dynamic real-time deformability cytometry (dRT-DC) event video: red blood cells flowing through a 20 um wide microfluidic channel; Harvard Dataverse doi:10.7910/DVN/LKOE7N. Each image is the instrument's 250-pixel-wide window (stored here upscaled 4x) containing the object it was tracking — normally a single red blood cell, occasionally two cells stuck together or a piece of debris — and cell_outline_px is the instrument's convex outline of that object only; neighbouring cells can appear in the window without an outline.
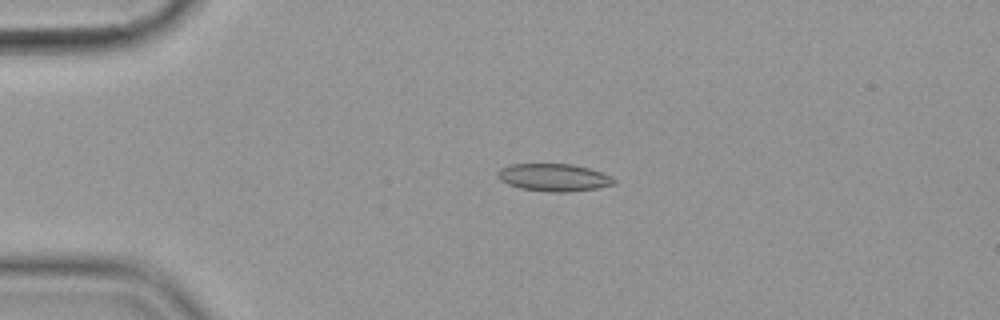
{"species": "common noctule bat (a hibernating species)", "species_latin": "Nyctalus noctula", "temperature_condition": "cold", "stored_images_in_passage": 55, "camera_frame_rate_fps": 3000, "um_per_image_px": 0.085, "animal": {"sex": "female", "body_mass_g": 19.9}, "frame": {"image": 1, "passage_image": 12, "time_ms": 3.667, "image_size_px": [1000, 320], "cell_outline_px": [[616, 180], [612, 184], [596, 188], [568, 192], [552, 192], [520, 188], [508, 184], [500, 180], [496, 176], [496, 172], [500, 168], [508, 164], [572, 164], [588, 168], [600, 172]], "centroid_in_image_um": [46.99, 15.07], "position_along_channel_um": 38.0, "area_um2": 18.5}}
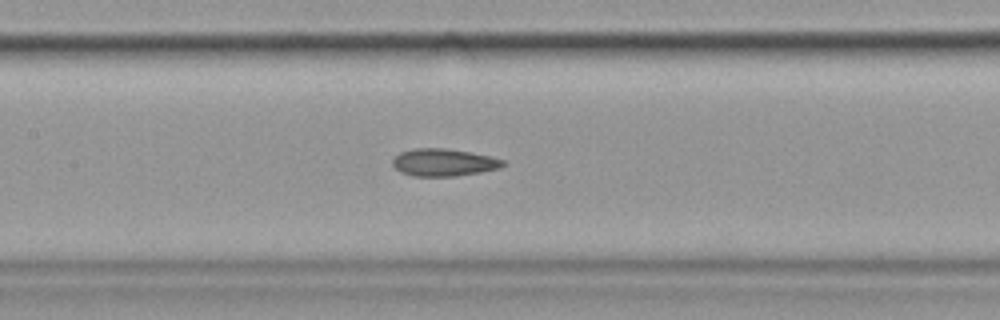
{"frame": {"image": 2, "passage_image": 26, "time_ms": 8.333, "image_size_px": [1000, 320], "cell_outline_px": [[508, 164], [500, 168], [480, 172], [456, 176], [412, 176], [400, 172], [392, 164], [392, 160], [400, 152], [416, 148], [448, 148], [492, 156], [504, 160]], "centroid_in_image_um": [37.75, 13.8], "position_along_channel_um": 169.7, "area_um2": 17.8}}
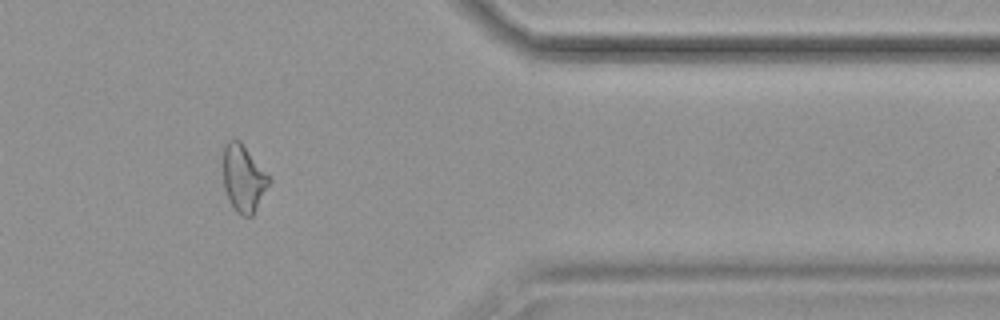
{"frame": {"image": 3, "passage_image": 46, "time_ms": 15.0, "image_size_px": [1000, 320], "cell_outline_px": [[272, 180], [252, 216], [244, 216], [236, 212], [224, 188], [224, 148], [228, 140], [240, 140]], "centroid_in_image_um": [20.71, 15.16], "position_along_channel_um": 390.7, "area_um2": 17.51}, "authors_computed_cell_mechanics": {"area_um2": 18.1492, "velocity_mm_per_s": 3.5944, "shape_relaxation_time_tau1_ms": null, "shape_relaxation_time_tau2_ms": 3.8955, "deformation_change_tau1": null, "deformation_change_tau2": 0.1106}}